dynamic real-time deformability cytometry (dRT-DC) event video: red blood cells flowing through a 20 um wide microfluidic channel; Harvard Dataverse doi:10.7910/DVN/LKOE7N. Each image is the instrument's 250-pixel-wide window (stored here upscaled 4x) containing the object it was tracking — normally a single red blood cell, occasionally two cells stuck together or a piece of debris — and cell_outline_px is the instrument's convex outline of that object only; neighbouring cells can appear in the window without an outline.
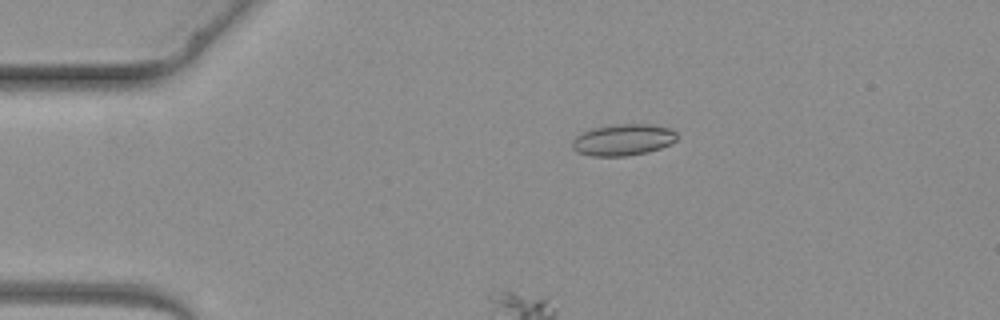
{"species": "common noctule bat (a hibernating species)", "species_latin": "Nyctalus noctula", "temperature_condition": "warm", "stored_images_in_passage": 6, "camera_frame_rate_fps": 3000, "um_per_image_px": 0.085, "animal": {"sex": "female", "body_mass_g": 19.3, "forearm_length_mm": 54.1}, "frame": {"image": 1, "passage_image": 3, "time_ms": 2.333, "image_size_px": [1000, 320], "cell_outline_px": [[680, 136], [676, 140], [660, 148], [648, 152], [624, 156], [592, 156], [576, 152], [572, 148], [572, 140], [580, 132], [592, 128], [616, 124], [652, 124], [672, 128]], "centroid_in_image_um": [52.96, 11.87], "position_along_channel_um": 32.0, "area_um2": 19.48}}
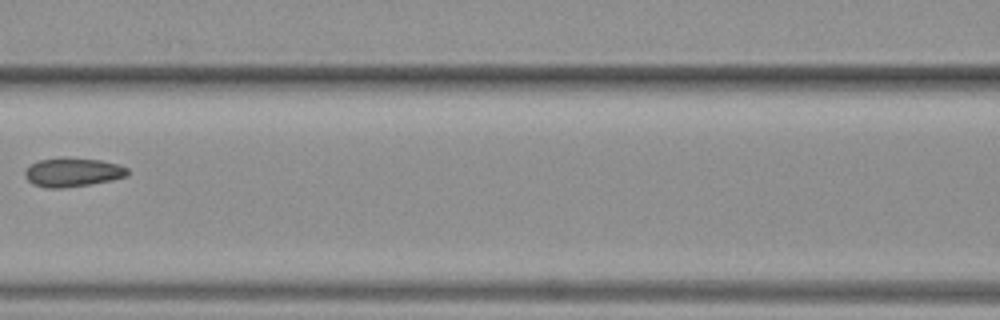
{"frame": {"image": 2, "passage_image": 6, "time_ms": 6.0, "image_size_px": [1000, 320], "cell_outline_px": [[128, 176], [112, 180], [64, 188], [44, 188], [32, 184], [24, 176], [24, 172], [32, 164], [40, 160], [64, 156], [100, 160], [116, 164], [128, 168]], "centroid_in_image_um": [6.16, 14.64], "position_along_channel_um": 160.4, "area_um2": 17.4}}